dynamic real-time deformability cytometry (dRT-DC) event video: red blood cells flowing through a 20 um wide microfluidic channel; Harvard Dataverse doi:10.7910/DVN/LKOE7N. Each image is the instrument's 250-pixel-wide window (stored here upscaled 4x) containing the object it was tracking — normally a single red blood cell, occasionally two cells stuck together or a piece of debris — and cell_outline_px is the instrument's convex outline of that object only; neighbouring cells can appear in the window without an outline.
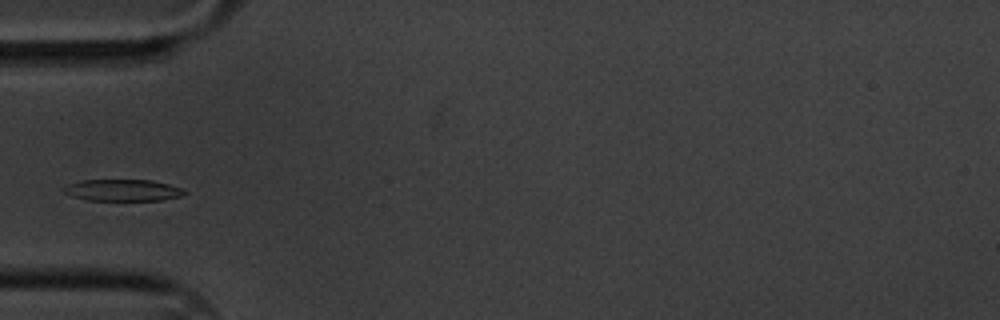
{"species": "common noctule bat (a hibernating species)", "species_latin": "Nyctalus noctula", "temperature_condition": "cold", "stored_images_in_passage": 5, "camera_frame_rate_fps": 3000, "um_per_image_px": 0.085, "animal": {"sex": "male", "body_mass_g": 20.1, "forearm_length_mm": 53.5}, "frame": {"image": 1, "passage_image": 4, "time_ms": 1.0, "image_size_px": [1000, 320], "cell_outline_px": [[188, 192], [184, 196], [160, 200], [88, 200], [72, 196], [64, 192], [60, 188], [68, 184], [80, 180], [152, 180], [168, 184], [180, 188]], "centroid_in_image_um": [10.42, 16.16], "position_along_channel_um": 74.6, "area_um2": 15.26}}